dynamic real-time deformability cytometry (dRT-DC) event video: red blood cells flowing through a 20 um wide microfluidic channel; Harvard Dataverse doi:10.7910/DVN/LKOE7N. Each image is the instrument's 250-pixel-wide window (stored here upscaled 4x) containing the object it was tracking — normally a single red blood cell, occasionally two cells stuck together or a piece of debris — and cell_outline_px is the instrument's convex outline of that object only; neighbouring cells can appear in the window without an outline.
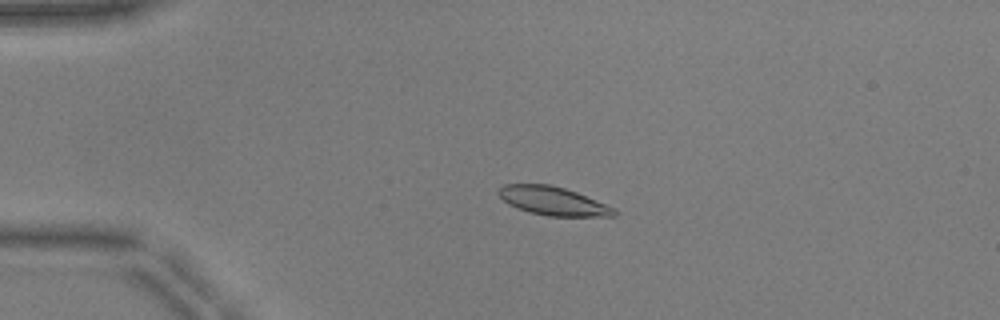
{"species": "common noctule bat (a hibernating species)", "species_latin": "Nyctalus noctula", "temperature_condition": "warm", "stored_images_in_passage": 53, "camera_frame_rate_fps": 3000, "um_per_image_px": 0.085, "animal": {"sex": "male", "body_mass_g": 17.9, "forearm_length_mm": 54.2}, "frame": {"image": 1, "passage_image": 13, "time_ms": 4.0, "image_size_px": [1000, 320], "cell_outline_px": [[616, 216], [548, 216], [528, 212], [516, 208], [508, 204], [496, 192], [504, 184], [548, 184], [564, 188], [576, 192], [616, 208]], "centroid_in_image_um": [46.99, 17.09], "position_along_channel_um": 38.0, "area_um2": 19.19}}
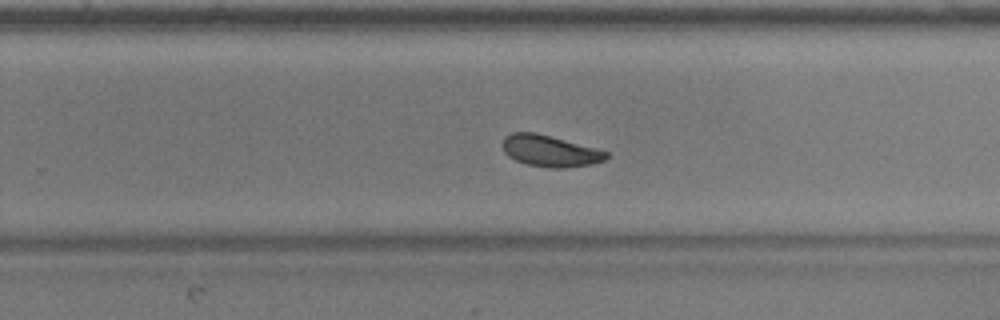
{"frame": {"image": 2, "passage_image": 35, "time_ms": 11.333, "image_size_px": [1000, 320], "cell_outline_px": [[608, 156], [604, 160], [592, 164], [560, 168], [552, 168], [524, 164], [508, 156], [504, 152], [500, 144], [504, 136], [512, 132], [536, 132], [608, 152]], "centroid_in_image_um": [46.66, 12.82], "position_along_channel_um": 283.1, "area_um2": 18.96}}
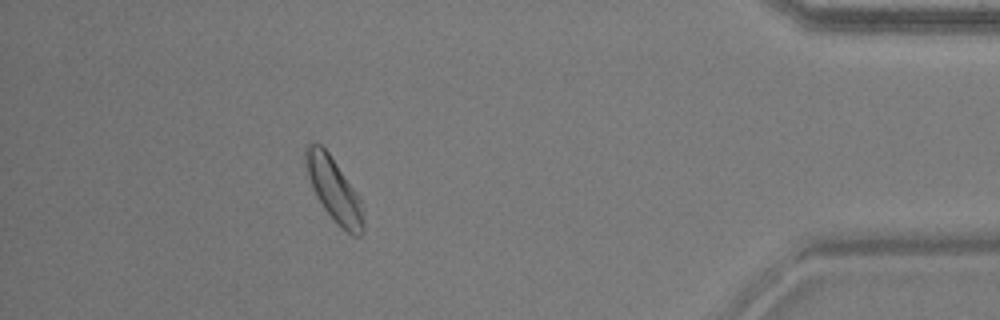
{"frame": {"image": 3, "passage_image": 48, "time_ms": 15.667, "image_size_px": [1000, 320], "cell_outline_px": [[364, 232], [360, 236], [352, 236], [336, 224], [324, 208], [316, 196], [312, 188], [304, 164], [304, 148], [308, 144], [320, 144], [328, 152], [356, 192], [360, 200], [364, 220]], "centroid_in_image_um": [28.37, 16.15], "position_along_channel_um": 406.8, "area_um2": 21.33}, "authors_computed_cell_mechanics": {"area_um2": 19.363, "velocity_mm_per_s": 3.8787, "shape_relaxation_time_tau1_ms": 3.0496, "shape_relaxation_time_tau2_ms": 6.9417, "deformation_change_tau1": 0.1044, "deformation_change_tau2": 0.1148}}